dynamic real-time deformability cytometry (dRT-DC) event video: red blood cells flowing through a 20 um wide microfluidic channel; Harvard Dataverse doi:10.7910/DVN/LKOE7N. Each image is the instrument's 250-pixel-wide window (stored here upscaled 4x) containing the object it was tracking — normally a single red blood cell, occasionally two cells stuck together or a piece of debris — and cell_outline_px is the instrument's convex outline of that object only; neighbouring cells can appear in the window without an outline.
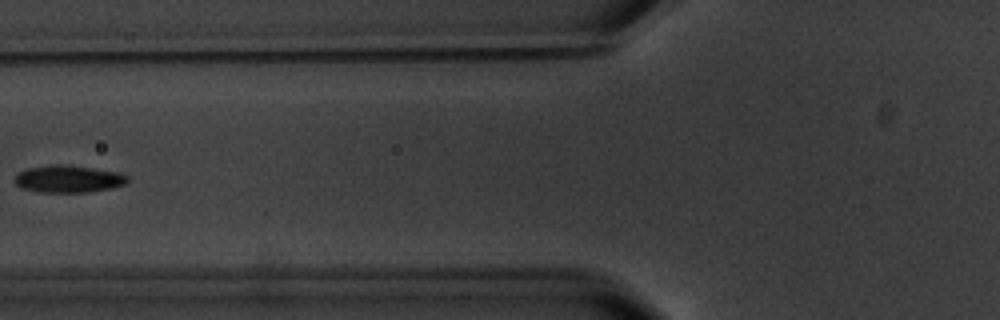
{"species": "common noctule bat (a hibernating species)", "species_latin": "Nyctalus noctula", "temperature_condition": "warm", "stored_images_in_passage": 6, "camera_frame_rate_fps": 3000, "um_per_image_px": 0.085, "animal": {"sex": "male", "body_mass_g": 20.1, "forearm_length_mm": 53.5}, "frame": {"image": 1, "passage_image": 6, "time_ms": 6.0, "image_size_px": [1000, 320], "cell_outline_px": [[128, 180], [124, 184], [108, 188], [88, 192], [40, 192], [24, 188], [16, 184], [16, 172], [28, 168], [52, 164], [68, 164], [116, 172], [128, 176]], "centroid_in_image_um": [5.78, 15.19], "position_along_channel_um": 120.0, "area_um2": 17.69}}